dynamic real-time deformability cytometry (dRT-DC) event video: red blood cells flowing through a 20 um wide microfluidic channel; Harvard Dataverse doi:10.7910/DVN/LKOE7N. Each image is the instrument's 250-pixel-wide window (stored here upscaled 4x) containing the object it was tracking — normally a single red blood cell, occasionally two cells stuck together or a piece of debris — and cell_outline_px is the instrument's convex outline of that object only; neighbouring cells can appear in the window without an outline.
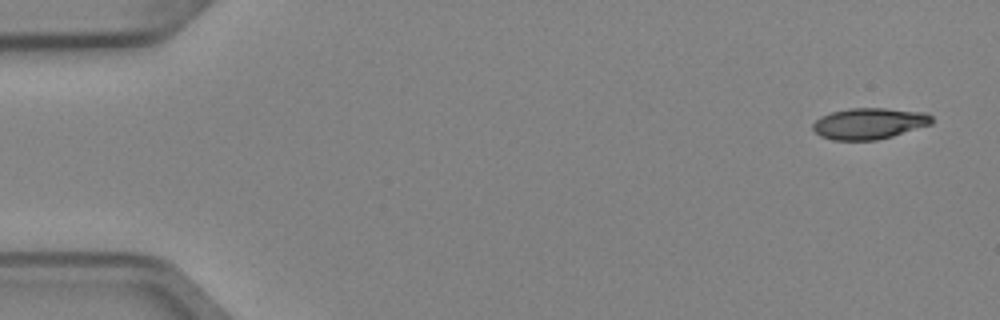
{"species": "Egyptian fruit bat (a non-hibernating species)", "species_latin": "Rousettus aegyptiacus", "temperature_condition": "cold", "stored_images_in_passage": 3, "camera_frame_rate_fps": 3000, "um_per_image_px": 0.085, "animal": {"sex": "female"}, "frame": {"image": 1, "passage_image": 1, "time_ms": 0.0, "image_size_px": [1000, 320], "cell_outline_px": [[932, 124], [892, 136], [876, 140], [832, 140], [820, 136], [812, 128], [812, 124], [820, 116], [832, 112], [848, 108], [884, 108], [924, 112], [932, 116]], "centroid_in_image_um": [73.86, 10.49], "position_along_channel_um": 11.1, "area_um2": 21.62}}